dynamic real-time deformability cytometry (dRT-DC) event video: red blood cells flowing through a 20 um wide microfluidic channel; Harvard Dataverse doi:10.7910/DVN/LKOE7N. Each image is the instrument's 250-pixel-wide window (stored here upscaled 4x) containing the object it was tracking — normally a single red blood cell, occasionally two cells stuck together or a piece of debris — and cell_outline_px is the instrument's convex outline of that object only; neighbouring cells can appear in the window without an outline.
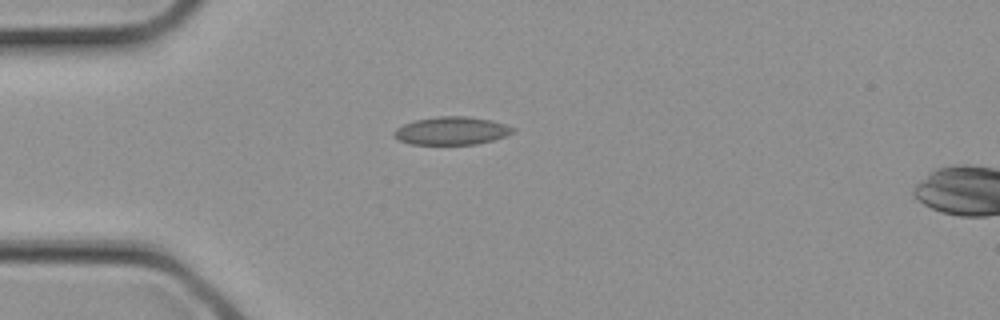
{"species": "common noctule bat (a hibernating species)", "species_latin": "Nyctalus noctula", "temperature_condition": "cold", "stored_images_in_passage": 2, "camera_frame_rate_fps": 3000, "um_per_image_px": 0.085, "animal": {"sex": "female", "body_mass_g": 21.9}, "frame": {"image": 1, "passage_image": 1, "time_ms": 0.0, "image_size_px": [1000, 320], "cell_outline_px": [[516, 132], [492, 140], [476, 144], [412, 144], [400, 140], [392, 136], [392, 132], [396, 128], [404, 124], [416, 120], [436, 116], [468, 116], [492, 120], [516, 128]], "centroid_in_image_um": [38.39, 11.11], "position_along_channel_um": 46.6, "area_um2": 19.42}}